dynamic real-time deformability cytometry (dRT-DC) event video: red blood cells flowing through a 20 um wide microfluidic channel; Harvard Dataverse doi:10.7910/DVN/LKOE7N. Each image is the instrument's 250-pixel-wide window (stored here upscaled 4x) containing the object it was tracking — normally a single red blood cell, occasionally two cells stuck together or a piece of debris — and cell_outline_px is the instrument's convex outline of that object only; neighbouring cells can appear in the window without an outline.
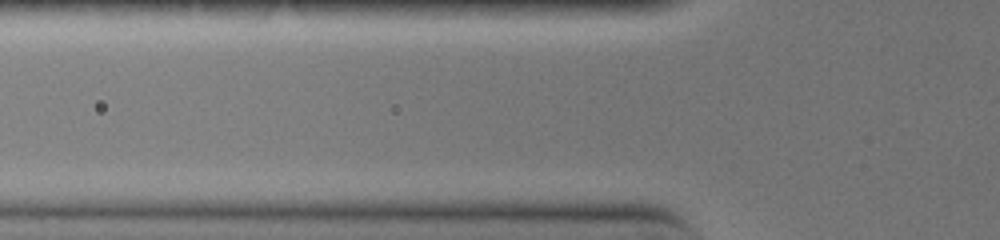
{"species": "common noctule bat (a hibernating species)", "species_latin": "Nyctalus noctula", "temperature_condition": "warm", "stored_images_in_passage": 3, "camera_frame_rate_fps": 3000, "um_per_image_px": 0.085, "animal": {"sex": "female", "body_mass_g": 19.0, "forearm_length_mm": 51.5}, "frame": {"image": 1, "passage_image": 2, "time_ms": 0.333, "image_size_px": [1000, 240], "cell_outline_px": [[624, 172], [516, 168], [468, 164], [476, 160], [512, 156], [556, 156], [624, 160]], "centroid_in_image_um": [47.16, 13.88], "position_along_channel_um": 78.6, "area_um2": 12.54}}